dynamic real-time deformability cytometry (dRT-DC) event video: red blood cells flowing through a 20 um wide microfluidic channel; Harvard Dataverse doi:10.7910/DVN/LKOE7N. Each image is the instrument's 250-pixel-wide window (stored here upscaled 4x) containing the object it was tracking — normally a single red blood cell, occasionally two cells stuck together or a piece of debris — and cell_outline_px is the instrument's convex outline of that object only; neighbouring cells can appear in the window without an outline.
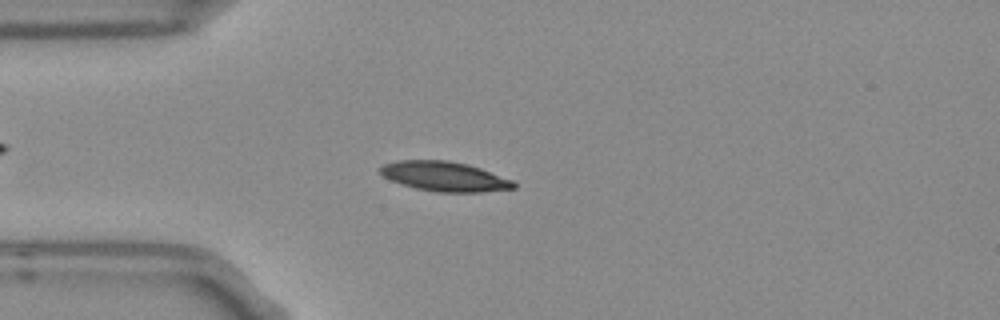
{"species": "Egyptian fruit bat (a non-hibernating species)", "species_latin": "Rousettus aegyptiacus", "temperature_condition": "room temperature", "stored_images_in_passage": 4, "camera_frame_rate_fps": 3000, "um_per_image_px": 0.085, "frame": {"image": 1, "passage_image": 3, "time_ms": 0.667, "image_size_px": [1000, 320], "cell_outline_px": [[516, 188], [480, 192], [436, 192], [416, 188], [392, 180], [384, 176], [380, 172], [380, 168], [384, 164], [396, 160], [448, 160], [468, 164], [480, 168], [512, 180], [516, 184]], "centroid_in_image_um": [37.8, 14.99], "position_along_channel_um": 47.2, "area_um2": 22.89}}